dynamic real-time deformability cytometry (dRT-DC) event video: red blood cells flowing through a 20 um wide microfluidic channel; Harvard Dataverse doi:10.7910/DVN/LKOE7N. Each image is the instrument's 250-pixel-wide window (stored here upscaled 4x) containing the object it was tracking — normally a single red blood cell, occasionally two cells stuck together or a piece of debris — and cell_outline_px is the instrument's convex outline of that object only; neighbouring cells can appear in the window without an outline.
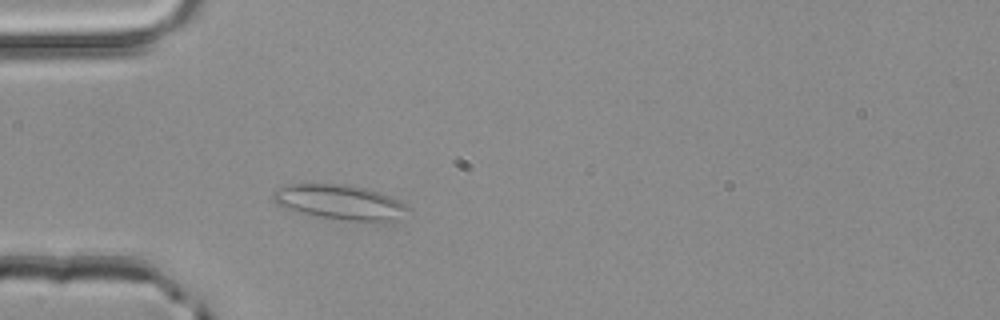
{"species": "common noctule bat (a hibernating species)", "species_latin": "Nyctalus noctula", "temperature_condition": "room temperature", "stored_images_in_passage": 45, "camera_frame_rate_fps": 3000, "um_per_image_px": 0.085, "animal": {"sex": "male", "body_mass_g": 20.4}, "frame": {"image": 1, "passage_image": 9, "time_ms": 2.667, "image_size_px": [1000, 320], "cell_outline_px": [[412, 208], [388, 220], [348, 220], [320, 216], [296, 212], [284, 208], [276, 204], [272, 200], [272, 192], [276, 188], [288, 184], [348, 184], [368, 188], [380, 192], [400, 200]], "centroid_in_image_um": [28.79, 17.14], "position_along_channel_um": 56.2, "area_um2": 27.11}}
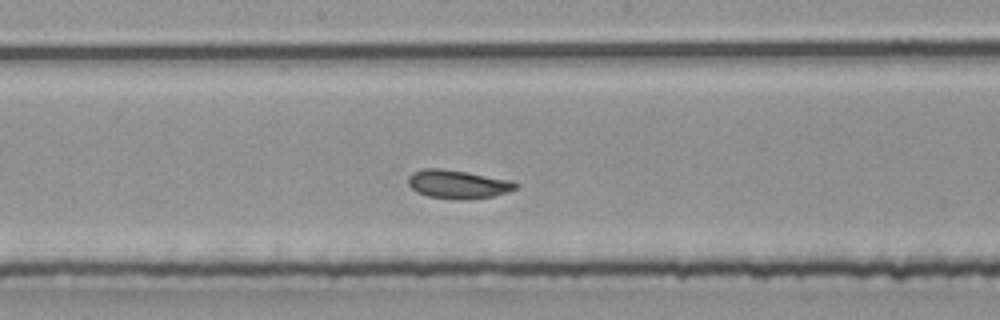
{"frame": {"image": 2, "passage_image": 21, "time_ms": 6.667, "image_size_px": [1000, 320], "cell_outline_px": [[520, 184], [516, 188], [508, 192], [492, 196], [468, 200], [464, 200], [428, 196], [416, 192], [408, 184], [408, 176], [412, 172], [420, 168], [440, 168], [468, 172], [512, 180]], "centroid_in_image_um": [38.92, 15.65], "position_along_channel_um": 209.3, "area_um2": 18.09}}
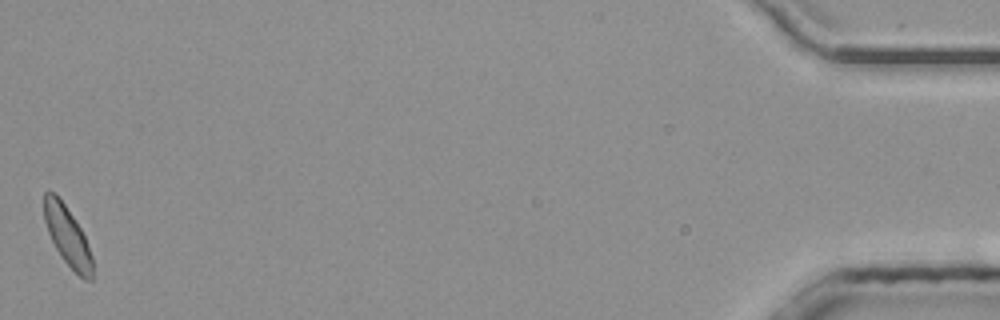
{"frame": {"image": 3, "passage_image": 45, "time_ms": 14.667, "image_size_px": [1000, 320], "cell_outline_px": [[92, 280], [84, 280], [60, 256], [48, 232], [44, 220], [44, 192], [56, 192], [80, 228], [84, 236], [92, 256]], "centroid_in_image_um": [5.72, 20.06], "position_along_channel_um": 429.5, "area_um2": 16.36}, "authors_computed_cell_mechanics": {"area_um2": 17.5134, "velocity_mm_per_s": 4.0008, "shape_relaxation_time_tau1_ms": 6.0345, "shape_relaxation_time_tau2_ms": 0.9671, "deformation_change_tau1": 0.1205, "deformation_change_tau2": 0.0666}}